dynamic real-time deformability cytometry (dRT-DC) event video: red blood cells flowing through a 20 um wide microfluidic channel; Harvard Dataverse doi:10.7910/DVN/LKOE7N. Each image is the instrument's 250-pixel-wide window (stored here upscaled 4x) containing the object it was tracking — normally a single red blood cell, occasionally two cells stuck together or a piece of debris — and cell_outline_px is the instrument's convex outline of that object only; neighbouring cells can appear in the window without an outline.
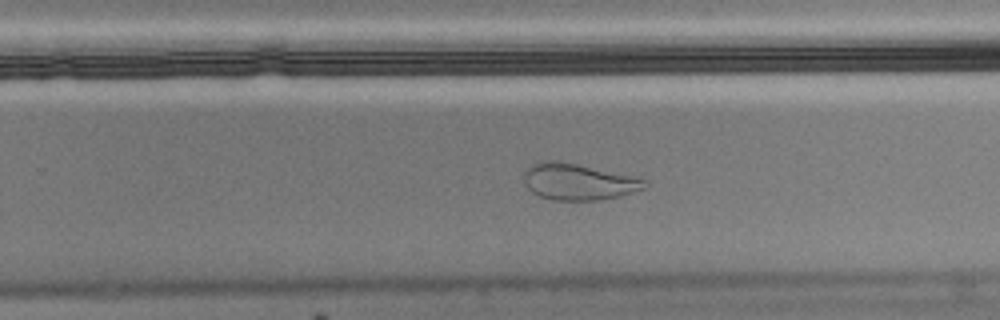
{"species": "Egyptian fruit bat (a non-hibernating species)", "species_latin": "Rousettus aegyptiacus", "temperature_condition": "cold", "stored_images_in_passage": 51, "camera_frame_rate_fps": 3000, "um_per_image_px": 0.085, "animal": {"sex": "male"}, "frame": {"image": 1, "passage_image": 30, "time_ms": 9.667, "image_size_px": [1000, 320], "cell_outline_px": [[648, 188], [620, 196], [600, 200], [552, 200], [540, 196], [532, 192], [528, 188], [524, 180], [524, 172], [532, 164], [544, 160], [552, 160], [576, 164], [636, 176], [648, 180]], "centroid_in_image_um": [49.22, 15.45], "position_along_channel_um": 280.6, "area_um2": 25.78}, "authors_computed_cell_mechanics": {"area_um2": 25.6054, "velocity_mm_per_s": 3.4432, "shape_relaxation_time_tau1_ms": null, "shape_relaxation_time_tau2_ms": 1.3637, "deformation_change_tau1": null, "deformation_change_tau2": 0.0732}}